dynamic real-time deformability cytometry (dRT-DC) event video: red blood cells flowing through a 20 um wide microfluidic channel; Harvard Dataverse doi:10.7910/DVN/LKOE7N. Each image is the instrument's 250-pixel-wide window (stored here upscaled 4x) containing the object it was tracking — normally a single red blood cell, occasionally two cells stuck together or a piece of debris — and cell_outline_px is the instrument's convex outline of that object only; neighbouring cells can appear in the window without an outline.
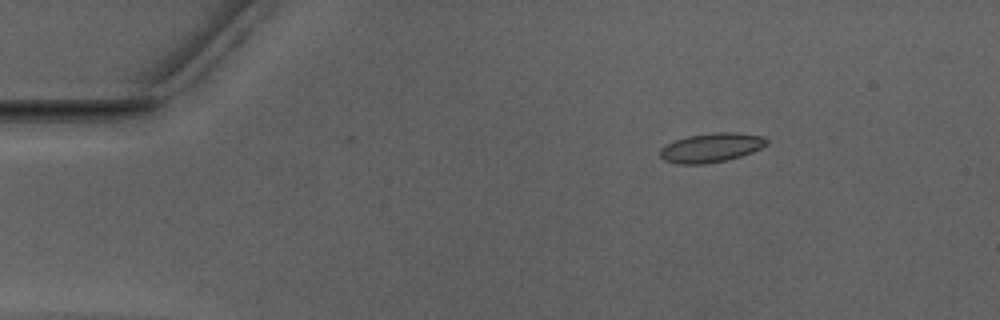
{"species": "Egyptian fruit bat (a non-hibernating species)", "species_latin": "Rousettus aegyptiacus", "temperature_condition": "warm", "stored_images_in_passage": 42, "camera_frame_rate_fps": 3000, "um_per_image_px": 0.085, "animal": {"sex": "male"}, "frame": {"image": 1, "passage_image": 1, "time_ms": 0.0, "image_size_px": [1000, 320], "cell_outline_px": [[768, 144], [752, 152], [740, 156], [724, 160], [704, 164], [676, 164], [664, 160], [660, 156], [660, 148], [664, 144], [688, 136], [716, 132], [736, 132], [764, 136], [768, 140]], "centroid_in_image_um": [60.44, 12.54], "position_along_channel_um": 24.6, "area_um2": 18.15}}
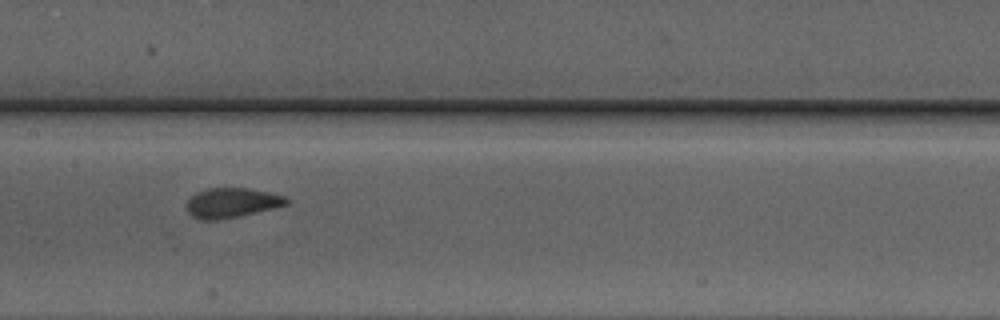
{"frame": {"image": 2, "passage_image": 19, "time_ms": 6.0, "image_size_px": [1000, 320], "cell_outline_px": [[292, 200], [288, 204], [276, 208], [240, 216], [216, 220], [200, 220], [192, 216], [188, 212], [188, 200], [196, 192], [208, 188], [248, 188], [268, 192], [284, 196]], "centroid_in_image_um": [19.74, 17.24], "position_along_channel_um": 187.7, "area_um2": 17.4}}
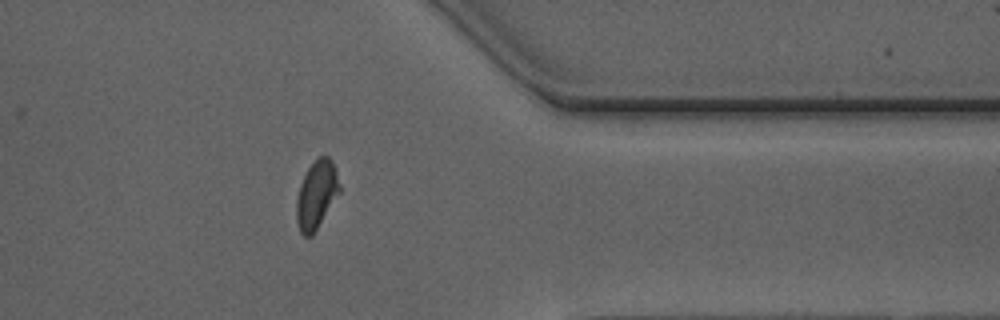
{"frame": {"image": 3, "passage_image": 35, "time_ms": 11.333, "image_size_px": [1000, 320], "cell_outline_px": [[340, 192], [312, 236], [304, 236], [300, 232], [296, 220], [296, 200], [300, 184], [308, 168], [316, 156], [328, 156], [332, 160], [336, 168], [340, 184]], "centroid_in_image_um": [26.9, 16.52], "position_along_channel_um": 384.5, "area_um2": 17.22}, "authors_computed_cell_mechanics": {"area_um2": 17.34, "velocity_mm_per_s": 3.9475, "shape_relaxation_time_tau1_ms": 5.4017, "shape_relaxation_time_tau2_ms": null, "deformation_change_tau1": 0.1332, "deformation_change_tau2": null}}